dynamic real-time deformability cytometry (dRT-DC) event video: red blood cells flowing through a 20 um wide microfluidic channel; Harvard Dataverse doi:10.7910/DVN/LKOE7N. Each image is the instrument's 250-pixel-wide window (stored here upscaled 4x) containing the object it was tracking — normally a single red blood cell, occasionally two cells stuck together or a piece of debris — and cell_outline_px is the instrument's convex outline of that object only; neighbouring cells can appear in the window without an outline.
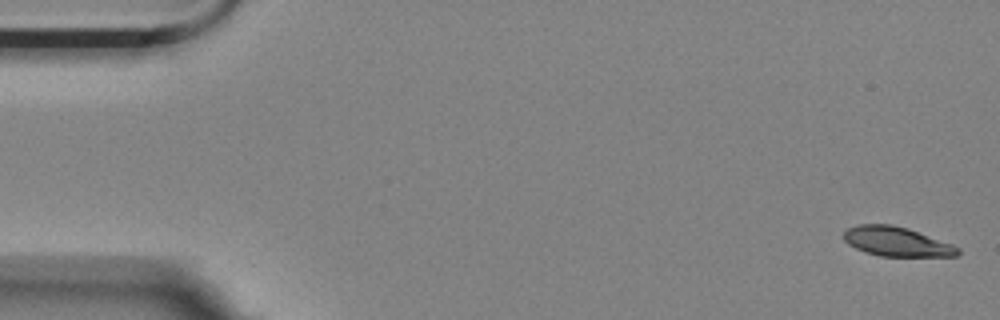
{"species": "Egyptian fruit bat (a non-hibernating species)", "species_latin": "Rousettus aegyptiacus", "temperature_condition": "room temperature", "stored_images_in_passage": 5, "camera_frame_rate_fps": 3000, "um_per_image_px": 0.085, "animal": {"sex": "female"}, "frame": {"image": 1, "passage_image": 1, "time_ms": 0.0, "image_size_px": [1000, 320], "cell_outline_px": [[960, 252], [956, 256], [880, 256], [856, 248], [848, 244], [844, 240], [844, 232], [848, 228], [860, 224], [892, 224], [908, 228], [952, 244], [960, 248]], "centroid_in_image_um": [76.23, 20.53], "position_along_channel_um": 8.8, "area_um2": 19.42}}
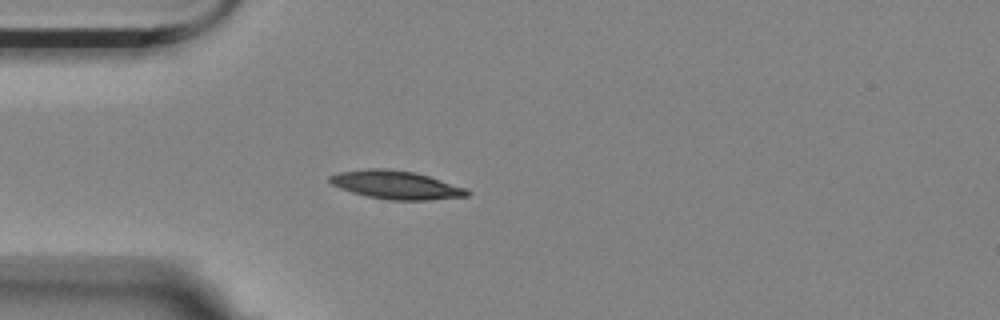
{"frame": {"image": 2, "passage_image": 5, "time_ms": 1.333, "image_size_px": [1000, 320], "cell_outline_px": [[472, 192], [468, 196], [428, 200], [388, 200], [368, 196], [352, 192], [340, 188], [332, 184], [328, 180], [328, 176], [340, 172], [368, 168], [388, 168], [416, 172], [468, 188]], "centroid_in_image_um": [33.7, 15.71], "position_along_channel_um": 51.3, "area_um2": 22.89}}